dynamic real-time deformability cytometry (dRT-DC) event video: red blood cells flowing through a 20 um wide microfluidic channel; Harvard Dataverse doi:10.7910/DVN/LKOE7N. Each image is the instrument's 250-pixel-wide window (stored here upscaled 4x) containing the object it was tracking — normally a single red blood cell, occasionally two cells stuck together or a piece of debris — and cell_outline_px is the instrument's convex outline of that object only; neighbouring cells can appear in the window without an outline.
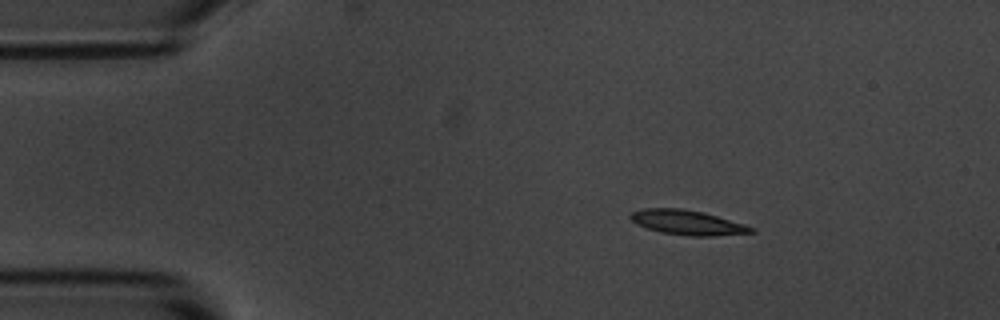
{"species": "common noctule bat (a hibernating species)", "species_latin": "Nyctalus noctula", "temperature_condition": "room temperature", "stored_images_in_passage": 30, "camera_frame_rate_fps": 3000, "um_per_image_px": 0.085, "animal": {"sex": "male", "body_mass_g": 20.1, "forearm_length_mm": 53.5}, "frame": {"image": 1, "passage_image": 1, "time_ms": 0.0, "image_size_px": [1000, 320], "cell_outline_px": [[756, 232], [712, 236], [688, 236], [660, 232], [636, 224], [628, 216], [632, 212], [640, 208], [680, 208], [704, 212], [744, 224], [756, 228]], "centroid_in_image_um": [58.42, 18.91], "position_along_channel_um": 26.6, "area_um2": 17.46}}
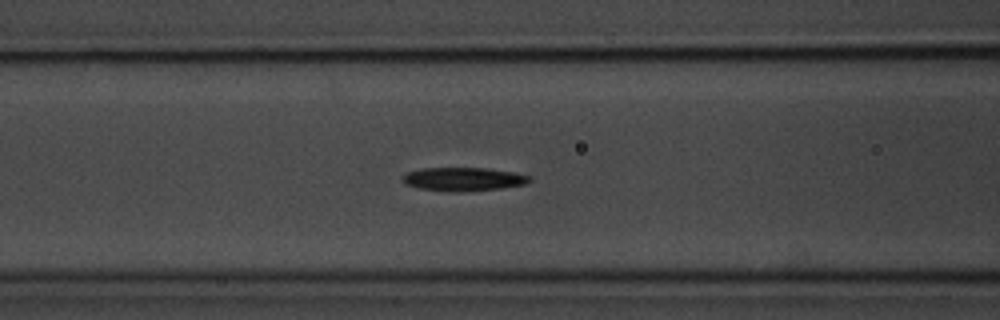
{"frame": {"image": 2, "passage_image": 14, "time_ms": 4.333, "image_size_px": [1000, 320], "cell_outline_px": [[532, 180], [528, 184], [500, 188], [460, 192], [448, 192], [420, 188], [404, 184], [400, 180], [400, 176], [408, 172], [420, 168], [484, 168], [512, 172], [532, 176]], "centroid_in_image_um": [39.36, 15.23], "position_along_channel_um": 127.2, "area_um2": 17.63}}
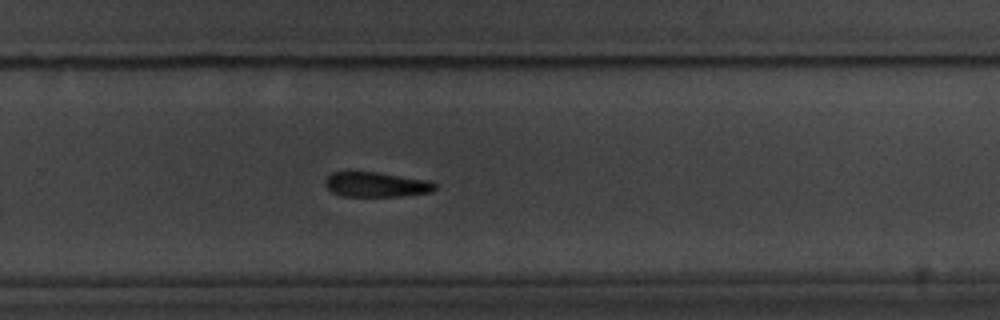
{"frame": {"image": 3, "passage_image": 28, "time_ms": 9.0, "image_size_px": [1000, 320], "cell_outline_px": [[436, 188], [432, 192], [400, 196], [344, 196], [332, 192], [324, 184], [324, 180], [332, 172], [376, 172], [432, 180], [436, 184]], "centroid_in_image_um": [32.01, 15.68], "position_along_channel_um": 297.8, "area_um2": 16.01}}